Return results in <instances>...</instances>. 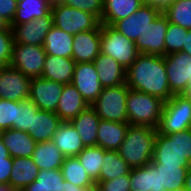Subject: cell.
Wrapping results in <instances>:
<instances>
[{"label":"cell","instance_id":"obj_1","mask_svg":"<svg viewBox=\"0 0 191 191\" xmlns=\"http://www.w3.org/2000/svg\"><path fill=\"white\" fill-rule=\"evenodd\" d=\"M125 83L129 89L156 96L164 102L173 96L164 56L139 54L126 70Z\"/></svg>","mask_w":191,"mask_h":191},{"label":"cell","instance_id":"obj_2","mask_svg":"<svg viewBox=\"0 0 191 191\" xmlns=\"http://www.w3.org/2000/svg\"><path fill=\"white\" fill-rule=\"evenodd\" d=\"M157 131L147 125H129L118 154L131 168L150 164Z\"/></svg>","mask_w":191,"mask_h":191},{"label":"cell","instance_id":"obj_3","mask_svg":"<svg viewBox=\"0 0 191 191\" xmlns=\"http://www.w3.org/2000/svg\"><path fill=\"white\" fill-rule=\"evenodd\" d=\"M151 163L191 166V132H173L168 135L157 131Z\"/></svg>","mask_w":191,"mask_h":191},{"label":"cell","instance_id":"obj_4","mask_svg":"<svg viewBox=\"0 0 191 191\" xmlns=\"http://www.w3.org/2000/svg\"><path fill=\"white\" fill-rule=\"evenodd\" d=\"M164 101L160 98L130 89L127 96V115L130 125L158 128Z\"/></svg>","mask_w":191,"mask_h":191},{"label":"cell","instance_id":"obj_5","mask_svg":"<svg viewBox=\"0 0 191 191\" xmlns=\"http://www.w3.org/2000/svg\"><path fill=\"white\" fill-rule=\"evenodd\" d=\"M129 90L126 83L116 87H104L91 107L102 120L128 123L127 96Z\"/></svg>","mask_w":191,"mask_h":191},{"label":"cell","instance_id":"obj_6","mask_svg":"<svg viewBox=\"0 0 191 191\" xmlns=\"http://www.w3.org/2000/svg\"><path fill=\"white\" fill-rule=\"evenodd\" d=\"M101 53L111 56L126 70L140 54L134 41L106 24H101Z\"/></svg>","mask_w":191,"mask_h":191},{"label":"cell","instance_id":"obj_7","mask_svg":"<svg viewBox=\"0 0 191 191\" xmlns=\"http://www.w3.org/2000/svg\"><path fill=\"white\" fill-rule=\"evenodd\" d=\"M191 122V102L182 95H173L164 102L161 119L157 128L164 135L189 129Z\"/></svg>","mask_w":191,"mask_h":191},{"label":"cell","instance_id":"obj_8","mask_svg":"<svg viewBox=\"0 0 191 191\" xmlns=\"http://www.w3.org/2000/svg\"><path fill=\"white\" fill-rule=\"evenodd\" d=\"M51 14L53 25L71 35L93 30L100 24L95 15L65 4L51 6Z\"/></svg>","mask_w":191,"mask_h":191},{"label":"cell","instance_id":"obj_9","mask_svg":"<svg viewBox=\"0 0 191 191\" xmlns=\"http://www.w3.org/2000/svg\"><path fill=\"white\" fill-rule=\"evenodd\" d=\"M46 52L43 46L13 43L10 67L32 78L42 76Z\"/></svg>","mask_w":191,"mask_h":191},{"label":"cell","instance_id":"obj_10","mask_svg":"<svg viewBox=\"0 0 191 191\" xmlns=\"http://www.w3.org/2000/svg\"><path fill=\"white\" fill-rule=\"evenodd\" d=\"M168 83L173 95H181L191 84V56L183 51L164 56Z\"/></svg>","mask_w":191,"mask_h":191},{"label":"cell","instance_id":"obj_11","mask_svg":"<svg viewBox=\"0 0 191 191\" xmlns=\"http://www.w3.org/2000/svg\"><path fill=\"white\" fill-rule=\"evenodd\" d=\"M168 19L161 12L135 41L140 54L165 56V35Z\"/></svg>","mask_w":191,"mask_h":191},{"label":"cell","instance_id":"obj_12","mask_svg":"<svg viewBox=\"0 0 191 191\" xmlns=\"http://www.w3.org/2000/svg\"><path fill=\"white\" fill-rule=\"evenodd\" d=\"M161 12L159 8L145 3L129 17L116 21L112 27L135 42Z\"/></svg>","mask_w":191,"mask_h":191},{"label":"cell","instance_id":"obj_13","mask_svg":"<svg viewBox=\"0 0 191 191\" xmlns=\"http://www.w3.org/2000/svg\"><path fill=\"white\" fill-rule=\"evenodd\" d=\"M31 79L10 66L0 68V98L11 101L29 99Z\"/></svg>","mask_w":191,"mask_h":191},{"label":"cell","instance_id":"obj_14","mask_svg":"<svg viewBox=\"0 0 191 191\" xmlns=\"http://www.w3.org/2000/svg\"><path fill=\"white\" fill-rule=\"evenodd\" d=\"M71 83L77 88L89 106L96 101L103 91L98 71L93 62L76 63Z\"/></svg>","mask_w":191,"mask_h":191},{"label":"cell","instance_id":"obj_15","mask_svg":"<svg viewBox=\"0 0 191 191\" xmlns=\"http://www.w3.org/2000/svg\"><path fill=\"white\" fill-rule=\"evenodd\" d=\"M64 84L42 77L32 78L29 99L39 110L56 112Z\"/></svg>","mask_w":191,"mask_h":191},{"label":"cell","instance_id":"obj_16","mask_svg":"<svg viewBox=\"0 0 191 191\" xmlns=\"http://www.w3.org/2000/svg\"><path fill=\"white\" fill-rule=\"evenodd\" d=\"M52 26L53 17L51 12L45 17L22 23L20 25L10 26L13 42L16 44L43 46L45 37L51 30Z\"/></svg>","mask_w":191,"mask_h":191},{"label":"cell","instance_id":"obj_17","mask_svg":"<svg viewBox=\"0 0 191 191\" xmlns=\"http://www.w3.org/2000/svg\"><path fill=\"white\" fill-rule=\"evenodd\" d=\"M101 53V23L93 30L73 36L72 59L76 63L93 62Z\"/></svg>","mask_w":191,"mask_h":191},{"label":"cell","instance_id":"obj_18","mask_svg":"<svg viewBox=\"0 0 191 191\" xmlns=\"http://www.w3.org/2000/svg\"><path fill=\"white\" fill-rule=\"evenodd\" d=\"M88 106L77 88L72 83H68L64 85L55 113L62 122H70Z\"/></svg>","mask_w":191,"mask_h":191},{"label":"cell","instance_id":"obj_19","mask_svg":"<svg viewBox=\"0 0 191 191\" xmlns=\"http://www.w3.org/2000/svg\"><path fill=\"white\" fill-rule=\"evenodd\" d=\"M99 81L104 87H116L126 82V69L111 56L100 53L93 61Z\"/></svg>","mask_w":191,"mask_h":191},{"label":"cell","instance_id":"obj_20","mask_svg":"<svg viewBox=\"0 0 191 191\" xmlns=\"http://www.w3.org/2000/svg\"><path fill=\"white\" fill-rule=\"evenodd\" d=\"M0 136L12 158L32 157L37 142L27 132L10 128L1 131Z\"/></svg>","mask_w":191,"mask_h":191},{"label":"cell","instance_id":"obj_21","mask_svg":"<svg viewBox=\"0 0 191 191\" xmlns=\"http://www.w3.org/2000/svg\"><path fill=\"white\" fill-rule=\"evenodd\" d=\"M51 141L65 157H76L84 148L81 137L71 122H62Z\"/></svg>","mask_w":191,"mask_h":191},{"label":"cell","instance_id":"obj_22","mask_svg":"<svg viewBox=\"0 0 191 191\" xmlns=\"http://www.w3.org/2000/svg\"><path fill=\"white\" fill-rule=\"evenodd\" d=\"M75 64L72 58L46 55L41 77L64 85L71 83Z\"/></svg>","mask_w":191,"mask_h":191},{"label":"cell","instance_id":"obj_23","mask_svg":"<svg viewBox=\"0 0 191 191\" xmlns=\"http://www.w3.org/2000/svg\"><path fill=\"white\" fill-rule=\"evenodd\" d=\"M61 123L62 121L55 112L38 110L33 114L32 129H29L27 133L37 143L51 141Z\"/></svg>","mask_w":191,"mask_h":191},{"label":"cell","instance_id":"obj_24","mask_svg":"<svg viewBox=\"0 0 191 191\" xmlns=\"http://www.w3.org/2000/svg\"><path fill=\"white\" fill-rule=\"evenodd\" d=\"M129 123L113 122L100 119L97 146L105 150L117 151L123 142Z\"/></svg>","mask_w":191,"mask_h":191},{"label":"cell","instance_id":"obj_25","mask_svg":"<svg viewBox=\"0 0 191 191\" xmlns=\"http://www.w3.org/2000/svg\"><path fill=\"white\" fill-rule=\"evenodd\" d=\"M77 130L85 147L97 146L100 118L91 106L70 121Z\"/></svg>","mask_w":191,"mask_h":191},{"label":"cell","instance_id":"obj_26","mask_svg":"<svg viewBox=\"0 0 191 191\" xmlns=\"http://www.w3.org/2000/svg\"><path fill=\"white\" fill-rule=\"evenodd\" d=\"M38 166L32 157L13 158V166L10 174L9 185L19 191L36 180L39 173Z\"/></svg>","mask_w":191,"mask_h":191},{"label":"cell","instance_id":"obj_27","mask_svg":"<svg viewBox=\"0 0 191 191\" xmlns=\"http://www.w3.org/2000/svg\"><path fill=\"white\" fill-rule=\"evenodd\" d=\"M145 0H104L101 24L112 26L135 13Z\"/></svg>","mask_w":191,"mask_h":191},{"label":"cell","instance_id":"obj_28","mask_svg":"<svg viewBox=\"0 0 191 191\" xmlns=\"http://www.w3.org/2000/svg\"><path fill=\"white\" fill-rule=\"evenodd\" d=\"M73 36L53 25L43 43L46 54L72 58Z\"/></svg>","mask_w":191,"mask_h":191},{"label":"cell","instance_id":"obj_29","mask_svg":"<svg viewBox=\"0 0 191 191\" xmlns=\"http://www.w3.org/2000/svg\"><path fill=\"white\" fill-rule=\"evenodd\" d=\"M32 158L39 170H52L61 169L66 157L52 141H45L36 144Z\"/></svg>","mask_w":191,"mask_h":191},{"label":"cell","instance_id":"obj_30","mask_svg":"<svg viewBox=\"0 0 191 191\" xmlns=\"http://www.w3.org/2000/svg\"><path fill=\"white\" fill-rule=\"evenodd\" d=\"M130 187L131 191H161L160 172L151 163L131 168Z\"/></svg>","mask_w":191,"mask_h":191},{"label":"cell","instance_id":"obj_31","mask_svg":"<svg viewBox=\"0 0 191 191\" xmlns=\"http://www.w3.org/2000/svg\"><path fill=\"white\" fill-rule=\"evenodd\" d=\"M50 12L51 4L48 0H18L16 13L10 26L45 17Z\"/></svg>","mask_w":191,"mask_h":191},{"label":"cell","instance_id":"obj_32","mask_svg":"<svg viewBox=\"0 0 191 191\" xmlns=\"http://www.w3.org/2000/svg\"><path fill=\"white\" fill-rule=\"evenodd\" d=\"M160 172V190L172 191L184 188L186 173L189 167L164 163H151Z\"/></svg>","mask_w":191,"mask_h":191},{"label":"cell","instance_id":"obj_33","mask_svg":"<svg viewBox=\"0 0 191 191\" xmlns=\"http://www.w3.org/2000/svg\"><path fill=\"white\" fill-rule=\"evenodd\" d=\"M79 162L96 183L99 182V174L104 162V149L99 146L85 147L77 156Z\"/></svg>","mask_w":191,"mask_h":191},{"label":"cell","instance_id":"obj_34","mask_svg":"<svg viewBox=\"0 0 191 191\" xmlns=\"http://www.w3.org/2000/svg\"><path fill=\"white\" fill-rule=\"evenodd\" d=\"M104 162L99 174V181H109L118 176L130 174L131 167L117 151L104 149Z\"/></svg>","mask_w":191,"mask_h":191},{"label":"cell","instance_id":"obj_35","mask_svg":"<svg viewBox=\"0 0 191 191\" xmlns=\"http://www.w3.org/2000/svg\"><path fill=\"white\" fill-rule=\"evenodd\" d=\"M61 172L64 180L76 186H93L95 184L77 157H66L61 166Z\"/></svg>","mask_w":191,"mask_h":191},{"label":"cell","instance_id":"obj_36","mask_svg":"<svg viewBox=\"0 0 191 191\" xmlns=\"http://www.w3.org/2000/svg\"><path fill=\"white\" fill-rule=\"evenodd\" d=\"M63 181L61 169L40 170L36 180L21 191H59Z\"/></svg>","mask_w":191,"mask_h":191},{"label":"cell","instance_id":"obj_37","mask_svg":"<svg viewBox=\"0 0 191 191\" xmlns=\"http://www.w3.org/2000/svg\"><path fill=\"white\" fill-rule=\"evenodd\" d=\"M162 13L167 17L168 22L191 30V0H175Z\"/></svg>","mask_w":191,"mask_h":191},{"label":"cell","instance_id":"obj_38","mask_svg":"<svg viewBox=\"0 0 191 191\" xmlns=\"http://www.w3.org/2000/svg\"><path fill=\"white\" fill-rule=\"evenodd\" d=\"M38 110V107L30 99L17 102L13 129L25 132L32 129L33 114Z\"/></svg>","mask_w":191,"mask_h":191},{"label":"cell","instance_id":"obj_39","mask_svg":"<svg viewBox=\"0 0 191 191\" xmlns=\"http://www.w3.org/2000/svg\"><path fill=\"white\" fill-rule=\"evenodd\" d=\"M187 34L188 29L168 22V29L165 35V55L182 51L183 47H185V36Z\"/></svg>","mask_w":191,"mask_h":191},{"label":"cell","instance_id":"obj_40","mask_svg":"<svg viewBox=\"0 0 191 191\" xmlns=\"http://www.w3.org/2000/svg\"><path fill=\"white\" fill-rule=\"evenodd\" d=\"M17 102L0 98V131L13 128Z\"/></svg>","mask_w":191,"mask_h":191},{"label":"cell","instance_id":"obj_41","mask_svg":"<svg viewBox=\"0 0 191 191\" xmlns=\"http://www.w3.org/2000/svg\"><path fill=\"white\" fill-rule=\"evenodd\" d=\"M64 4L102 19L104 0H67Z\"/></svg>","mask_w":191,"mask_h":191},{"label":"cell","instance_id":"obj_42","mask_svg":"<svg viewBox=\"0 0 191 191\" xmlns=\"http://www.w3.org/2000/svg\"><path fill=\"white\" fill-rule=\"evenodd\" d=\"M13 43L12 31H0V68L10 65Z\"/></svg>","mask_w":191,"mask_h":191},{"label":"cell","instance_id":"obj_43","mask_svg":"<svg viewBox=\"0 0 191 191\" xmlns=\"http://www.w3.org/2000/svg\"><path fill=\"white\" fill-rule=\"evenodd\" d=\"M96 184L104 191H131L130 174L118 176L109 181H99Z\"/></svg>","mask_w":191,"mask_h":191},{"label":"cell","instance_id":"obj_44","mask_svg":"<svg viewBox=\"0 0 191 191\" xmlns=\"http://www.w3.org/2000/svg\"><path fill=\"white\" fill-rule=\"evenodd\" d=\"M17 5L18 0H0V17L11 24L16 13Z\"/></svg>","mask_w":191,"mask_h":191},{"label":"cell","instance_id":"obj_45","mask_svg":"<svg viewBox=\"0 0 191 191\" xmlns=\"http://www.w3.org/2000/svg\"><path fill=\"white\" fill-rule=\"evenodd\" d=\"M13 166V158L0 160V184H9L10 174Z\"/></svg>","mask_w":191,"mask_h":191},{"label":"cell","instance_id":"obj_46","mask_svg":"<svg viewBox=\"0 0 191 191\" xmlns=\"http://www.w3.org/2000/svg\"><path fill=\"white\" fill-rule=\"evenodd\" d=\"M91 187L92 186H76L73 183L64 180L63 183H61L59 191H90Z\"/></svg>","mask_w":191,"mask_h":191},{"label":"cell","instance_id":"obj_47","mask_svg":"<svg viewBox=\"0 0 191 191\" xmlns=\"http://www.w3.org/2000/svg\"><path fill=\"white\" fill-rule=\"evenodd\" d=\"M174 1L175 0H145V3H148L163 11L167 6L171 5Z\"/></svg>","mask_w":191,"mask_h":191},{"label":"cell","instance_id":"obj_48","mask_svg":"<svg viewBox=\"0 0 191 191\" xmlns=\"http://www.w3.org/2000/svg\"><path fill=\"white\" fill-rule=\"evenodd\" d=\"M182 51L191 56V30H188V34L185 36V47Z\"/></svg>","mask_w":191,"mask_h":191},{"label":"cell","instance_id":"obj_49","mask_svg":"<svg viewBox=\"0 0 191 191\" xmlns=\"http://www.w3.org/2000/svg\"><path fill=\"white\" fill-rule=\"evenodd\" d=\"M9 157H10L9 151L7 147L5 146V144L3 143L0 136V160H3L4 158H9Z\"/></svg>","mask_w":191,"mask_h":191},{"label":"cell","instance_id":"obj_50","mask_svg":"<svg viewBox=\"0 0 191 191\" xmlns=\"http://www.w3.org/2000/svg\"><path fill=\"white\" fill-rule=\"evenodd\" d=\"M185 191H191V166L188 168L184 182Z\"/></svg>","mask_w":191,"mask_h":191},{"label":"cell","instance_id":"obj_51","mask_svg":"<svg viewBox=\"0 0 191 191\" xmlns=\"http://www.w3.org/2000/svg\"><path fill=\"white\" fill-rule=\"evenodd\" d=\"M0 31H11L10 24L0 17Z\"/></svg>","mask_w":191,"mask_h":191},{"label":"cell","instance_id":"obj_52","mask_svg":"<svg viewBox=\"0 0 191 191\" xmlns=\"http://www.w3.org/2000/svg\"><path fill=\"white\" fill-rule=\"evenodd\" d=\"M191 102V84H188L185 91L181 94Z\"/></svg>","mask_w":191,"mask_h":191},{"label":"cell","instance_id":"obj_53","mask_svg":"<svg viewBox=\"0 0 191 191\" xmlns=\"http://www.w3.org/2000/svg\"><path fill=\"white\" fill-rule=\"evenodd\" d=\"M0 191H19L12 188L9 184H0Z\"/></svg>","mask_w":191,"mask_h":191},{"label":"cell","instance_id":"obj_54","mask_svg":"<svg viewBox=\"0 0 191 191\" xmlns=\"http://www.w3.org/2000/svg\"><path fill=\"white\" fill-rule=\"evenodd\" d=\"M51 4V6L56 4H64L67 0H48Z\"/></svg>","mask_w":191,"mask_h":191},{"label":"cell","instance_id":"obj_55","mask_svg":"<svg viewBox=\"0 0 191 191\" xmlns=\"http://www.w3.org/2000/svg\"><path fill=\"white\" fill-rule=\"evenodd\" d=\"M90 191H104L98 184H94L91 188Z\"/></svg>","mask_w":191,"mask_h":191},{"label":"cell","instance_id":"obj_56","mask_svg":"<svg viewBox=\"0 0 191 191\" xmlns=\"http://www.w3.org/2000/svg\"><path fill=\"white\" fill-rule=\"evenodd\" d=\"M172 191H185L184 188L178 189V190H172Z\"/></svg>","mask_w":191,"mask_h":191},{"label":"cell","instance_id":"obj_57","mask_svg":"<svg viewBox=\"0 0 191 191\" xmlns=\"http://www.w3.org/2000/svg\"><path fill=\"white\" fill-rule=\"evenodd\" d=\"M190 132H191V122H190V126H189V129H188Z\"/></svg>","mask_w":191,"mask_h":191}]
</instances>
